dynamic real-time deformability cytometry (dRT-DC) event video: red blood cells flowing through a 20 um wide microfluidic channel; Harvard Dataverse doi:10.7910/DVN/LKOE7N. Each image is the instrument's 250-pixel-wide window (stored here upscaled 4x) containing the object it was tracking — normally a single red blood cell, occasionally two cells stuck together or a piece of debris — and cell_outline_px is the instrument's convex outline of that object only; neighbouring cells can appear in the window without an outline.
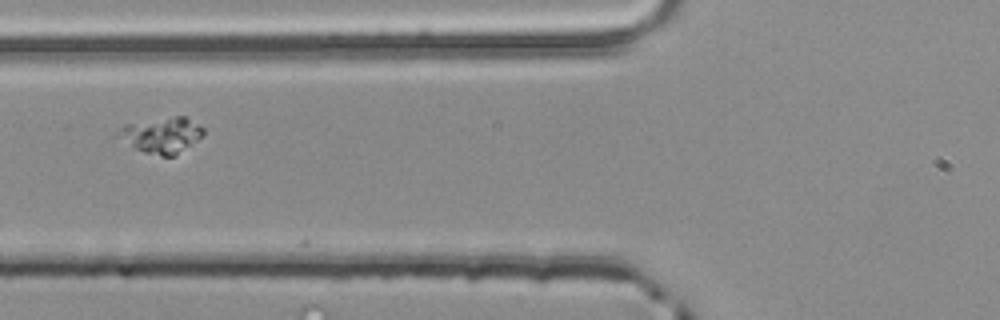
{"species": "common noctule bat (a hibernating species)", "species_latin": "Nyctalus noctula", "temperature_condition": "room temperature", "stored_images_in_passage": 2, "camera_frame_rate_fps": 3000, "um_per_image_px": 0.085, "animal": {"sex": "male", "body_mass_g": 20.4}, "frame": {"image": 1, "passage_image": 2, "time_ms": 0.333, "image_size_px": [1000, 320], "cell_outline_px": [[204, 136], [172, 156], [160, 156], [144, 152], [132, 148], [116, 136], [112, 132], [124, 124], [176, 116], [184, 116], [200, 124], [204, 128]], "centroid_in_image_um": [13.68, 11.48], "position_along_channel_um": 112.1, "area_um2": 17.98}}